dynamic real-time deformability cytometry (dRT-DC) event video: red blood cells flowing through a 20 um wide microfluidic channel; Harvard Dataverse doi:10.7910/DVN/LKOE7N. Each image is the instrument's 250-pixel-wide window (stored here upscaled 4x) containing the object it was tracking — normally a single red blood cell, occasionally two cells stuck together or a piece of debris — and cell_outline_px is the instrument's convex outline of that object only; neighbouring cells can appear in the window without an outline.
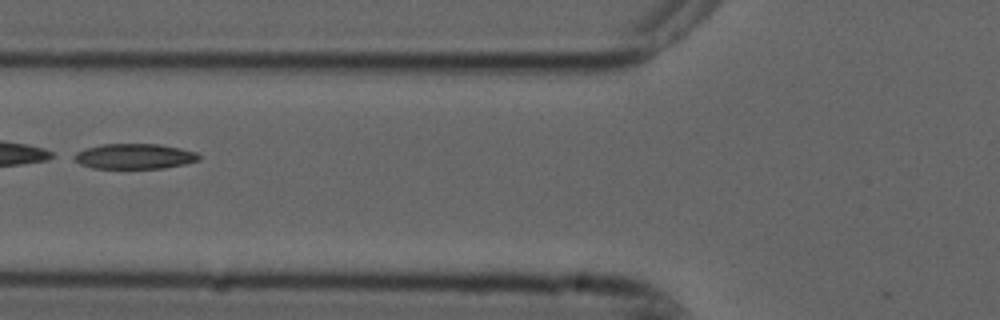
{"species": "common noctule bat (a hibernating species)", "species_latin": "Nyctalus noctula", "temperature_condition": "cold", "stored_images_in_passage": 2, "camera_frame_rate_fps": 3000, "um_per_image_px": 0.085, "animal": {"sex": "male", "forearm_length_mm": 52.5}, "frame": {"image": 1, "passage_image": 2, "time_ms": 0.333, "image_size_px": [1000, 320], "cell_outline_px": [[200, 160], [184, 164], [164, 168], [92, 168], [80, 164], [68, 156], [76, 152], [88, 148], [104, 144], [160, 144], [180, 148], [196, 152], [200, 156]], "centroid_in_image_um": [11.4, 13.29], "position_along_channel_um": 114.4, "area_um2": 18.44}}